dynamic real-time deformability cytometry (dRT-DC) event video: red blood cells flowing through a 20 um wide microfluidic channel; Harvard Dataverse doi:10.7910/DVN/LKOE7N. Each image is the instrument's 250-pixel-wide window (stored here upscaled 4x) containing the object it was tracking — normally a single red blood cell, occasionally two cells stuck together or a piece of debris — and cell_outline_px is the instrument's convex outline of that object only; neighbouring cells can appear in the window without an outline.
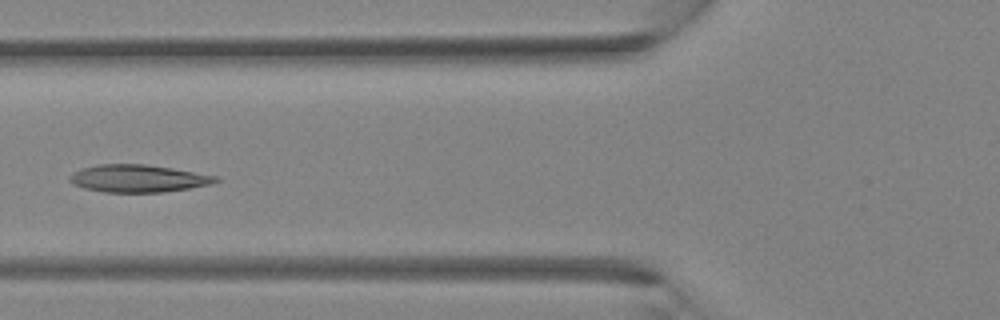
{"species": "Egyptian fruit bat (a non-hibernating species)", "species_latin": "Rousettus aegyptiacus", "temperature_condition": "room temperature", "stored_images_in_passage": 6, "camera_frame_rate_fps": 3000, "um_per_image_px": 0.085, "animal": {"sex": "female"}, "frame": {"image": 1, "passage_image": 6, "time_ms": 6.333, "image_size_px": [1000, 320], "cell_outline_px": [[220, 180], [212, 184], [188, 188], [160, 192], [104, 192], [84, 188], [72, 184], [68, 180], [68, 176], [72, 172], [80, 168], [96, 164], [148, 164], [220, 176]], "centroid_in_image_um": [11.71, 15.16], "position_along_channel_um": 114.1, "area_um2": 23.64}}